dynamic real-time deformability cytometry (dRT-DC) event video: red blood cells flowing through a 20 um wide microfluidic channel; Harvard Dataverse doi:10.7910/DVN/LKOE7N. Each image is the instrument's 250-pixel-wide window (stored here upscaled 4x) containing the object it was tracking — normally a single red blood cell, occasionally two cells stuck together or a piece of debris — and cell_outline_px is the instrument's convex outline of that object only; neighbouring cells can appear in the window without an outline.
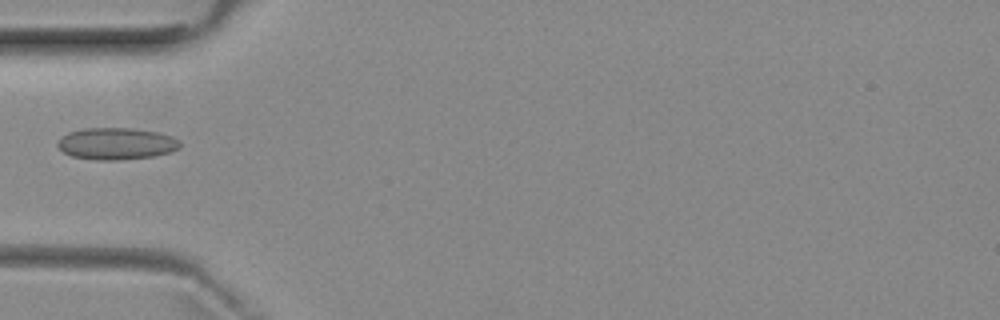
{"species": "common noctule bat (a hibernating species)", "species_latin": "Nyctalus noctula", "temperature_condition": "room temperature", "stored_images_in_passage": 5, "camera_frame_rate_fps": 3000, "um_per_image_px": 0.085, "animal": {"sex": "female", "body_mass_g": 29.2, "forearm_length_mm": 56.3}, "frame": {"image": 1, "passage_image": 4, "time_ms": 4.667, "image_size_px": [1000, 320], "cell_outline_px": [[180, 148], [172, 152], [156, 156], [120, 160], [96, 160], [72, 156], [64, 152], [56, 144], [68, 132], [84, 128], [132, 128], [160, 132], [172, 136], [180, 140]], "centroid_in_image_um": [9.95, 12.21], "position_along_channel_um": 75.0, "area_um2": 22.89}}
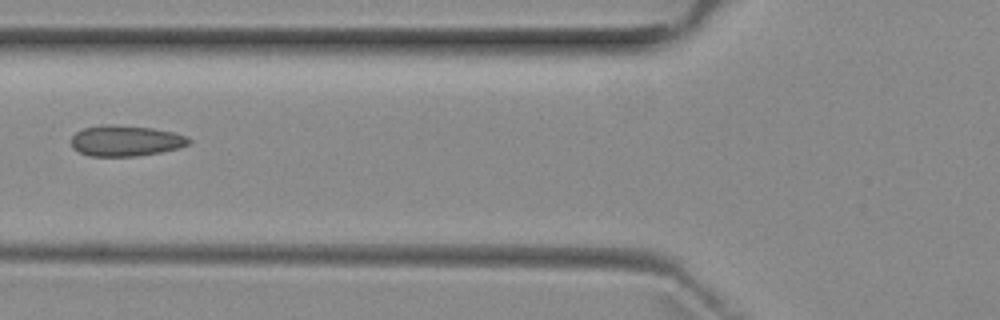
{"frame": {"image": 2, "passage_image": 5, "time_ms": 5.667, "image_size_px": [1000, 320], "cell_outline_px": [[192, 140], [188, 144], [180, 148], [160, 152], [136, 156], [88, 156], [72, 148], [72, 136], [76, 132], [84, 128], [104, 124], [112, 124], [152, 128], [172, 132], [188, 136]], "centroid_in_image_um": [10.69, 11.96], "position_along_channel_um": 115.1, "area_um2": 21.15}}